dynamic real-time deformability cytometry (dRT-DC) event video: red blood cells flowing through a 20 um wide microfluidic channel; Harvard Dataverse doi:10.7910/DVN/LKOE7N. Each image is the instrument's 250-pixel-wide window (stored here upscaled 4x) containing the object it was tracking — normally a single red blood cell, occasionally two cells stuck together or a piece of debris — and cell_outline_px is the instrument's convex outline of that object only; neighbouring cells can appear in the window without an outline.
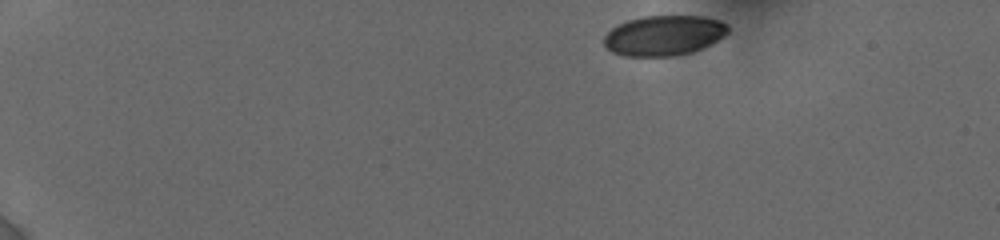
{"species": "human", "species_latin": "Homo sapiens", "temperature_condition": "cold", "stored_images_in_passage": 14, "camera_frame_rate_fps": 3000, "um_per_image_px": 0.085, "donor": {"sex": "female"}, "frame": {"image": 1, "passage_image": 1, "time_ms": 0.0, "image_size_px": [1000, 240], "cell_outline_px": [[728, 32], [724, 36], [692, 52], [672, 56], [624, 56], [612, 52], [604, 44], [604, 36], [612, 28], [628, 20], [644, 16], [704, 16], [720, 20], [728, 24]], "centroid_in_image_um": [56.43, 3.01], "position_along_channel_um": 28.6, "area_um2": 28.84}}
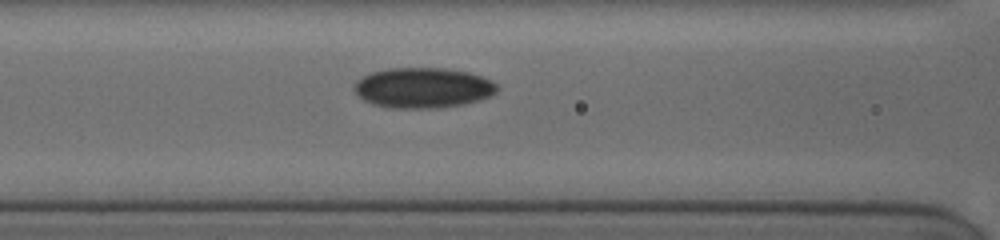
{"frame": {"image": 2, "passage_image": 10, "time_ms": 5.667, "image_size_px": [1000, 240], "cell_outline_px": [[496, 92], [488, 96], [476, 100], [460, 104], [436, 108], [392, 108], [372, 104], [364, 100], [352, 88], [356, 80], [372, 72], [384, 68], [444, 68], [468, 72], [492, 80], [496, 84]], "centroid_in_image_um": [35.9, 7.45], "position_along_channel_um": 130.7, "area_um2": 33.35}}
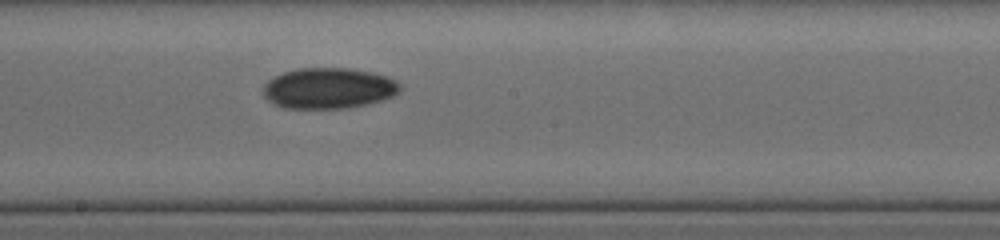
{"frame": {"image": 3, "passage_image": 14, "time_ms": 8.0, "image_size_px": [1000, 240], "cell_outline_px": [[400, 92], [392, 96], [380, 100], [348, 108], [284, 108], [272, 104], [264, 96], [264, 84], [268, 80], [284, 72], [296, 68], [348, 68], [372, 72], [388, 76], [396, 80], [400, 84]], "centroid_in_image_um": [27.92, 7.49], "position_along_channel_um": 220.3, "area_um2": 32.54}}